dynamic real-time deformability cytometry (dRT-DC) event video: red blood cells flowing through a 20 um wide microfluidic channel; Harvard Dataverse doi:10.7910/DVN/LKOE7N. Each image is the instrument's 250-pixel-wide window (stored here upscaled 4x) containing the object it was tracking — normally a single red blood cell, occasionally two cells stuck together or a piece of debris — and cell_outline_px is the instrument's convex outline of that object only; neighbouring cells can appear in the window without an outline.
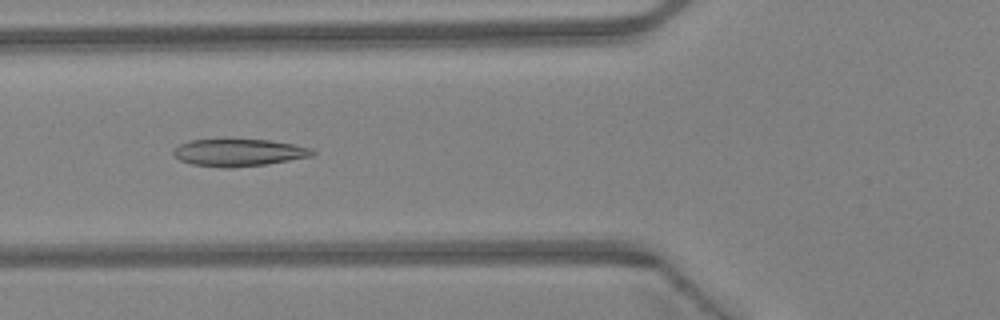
{"species": "Egyptian fruit bat (a non-hibernating species)", "species_latin": "Rousettus aegyptiacus", "temperature_condition": "warm", "stored_images_in_passage": 46, "camera_frame_rate_fps": 3000, "um_per_image_px": 0.085, "animal": {"sex": "female"}, "frame": {"image": 1, "passage_image": 18, "time_ms": 5.667, "image_size_px": [1000, 320], "cell_outline_px": [[316, 152], [312, 156], [264, 164], [232, 168], [224, 168], [192, 164], [180, 160], [172, 156], [172, 152], [180, 144], [188, 140], [268, 140], [292, 144], [312, 148]], "centroid_in_image_um": [20.26, 12.97], "position_along_channel_um": 105.5, "area_um2": 21.85}}
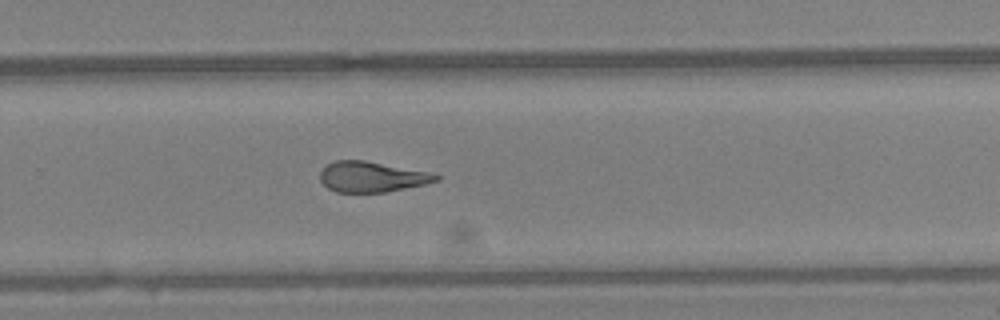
{"frame": {"image": 2, "passage_image": 31, "time_ms": 10.0, "image_size_px": [1000, 320], "cell_outline_px": [[440, 180], [424, 184], [384, 192], [336, 192], [328, 188], [320, 180], [320, 172], [328, 164], [336, 160], [364, 160], [428, 172], [440, 176]], "centroid_in_image_um": [31.58, 15.03], "position_along_channel_um": 298.2, "area_um2": 20.29}}
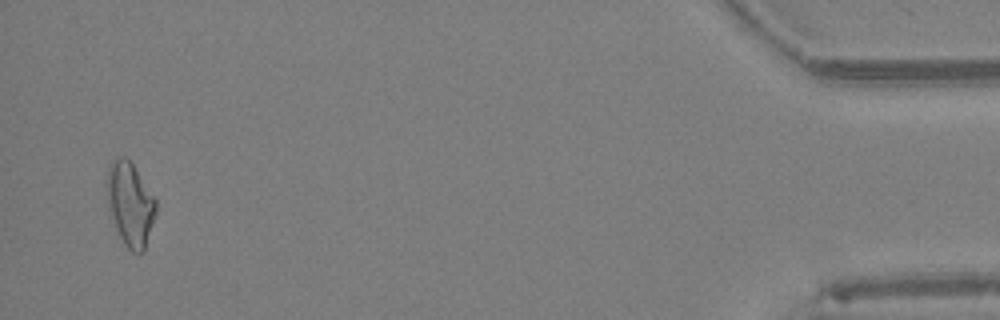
{"frame": {"image": 3, "passage_image": 45, "time_ms": 14.667, "image_size_px": [1000, 320], "cell_outline_px": [[156, 212], [144, 252], [132, 252], [124, 244], [116, 228], [108, 208], [104, 180], [108, 168], [112, 160], [120, 156], [124, 156], [132, 164], [156, 200]], "centroid_in_image_um": [11.02, 17.33], "position_along_channel_um": 424.2, "area_um2": 23.93}, "authors_computed_cell_mechanics": {"area_um2": 22.1085, "velocity_mm_per_s": 4.4622, "shape_relaxation_time_tau1_ms": null, "shape_relaxation_time_tau2_ms": 2.2522, "deformation_change_tau1": null, "deformation_change_tau2": 0.1161}}